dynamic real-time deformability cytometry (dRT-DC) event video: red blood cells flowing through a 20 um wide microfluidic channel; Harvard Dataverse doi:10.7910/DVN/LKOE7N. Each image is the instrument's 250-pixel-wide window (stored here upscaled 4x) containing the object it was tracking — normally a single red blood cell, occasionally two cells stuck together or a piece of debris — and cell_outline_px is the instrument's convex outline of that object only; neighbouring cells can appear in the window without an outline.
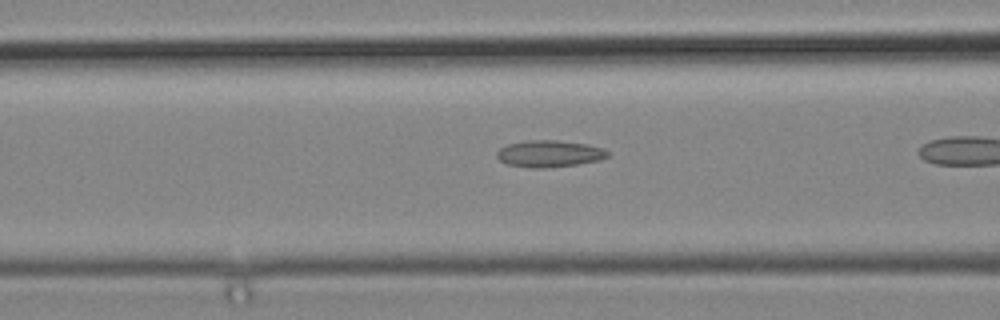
{"species": "common noctule bat (a hibernating species)", "species_latin": "Nyctalus noctula", "temperature_condition": "cold", "stored_images_in_passage": 19, "camera_frame_rate_fps": 3000, "um_per_image_px": 0.085, "animal": {"sex": "male", "body_mass_g": 19.2, "forearm_length_mm": 51.8}, "frame": {"image": 1, "passage_image": 14, "time_ms": 4.333, "image_size_px": [1000, 320], "cell_outline_px": [[608, 156], [600, 160], [552, 168], [532, 168], [508, 164], [500, 160], [496, 156], [496, 152], [500, 148], [508, 144], [524, 140], [556, 140], [584, 144], [604, 148], [608, 152]], "centroid_in_image_um": [46.67, 13.06], "position_along_channel_um": 119.9, "area_um2": 17.28}}